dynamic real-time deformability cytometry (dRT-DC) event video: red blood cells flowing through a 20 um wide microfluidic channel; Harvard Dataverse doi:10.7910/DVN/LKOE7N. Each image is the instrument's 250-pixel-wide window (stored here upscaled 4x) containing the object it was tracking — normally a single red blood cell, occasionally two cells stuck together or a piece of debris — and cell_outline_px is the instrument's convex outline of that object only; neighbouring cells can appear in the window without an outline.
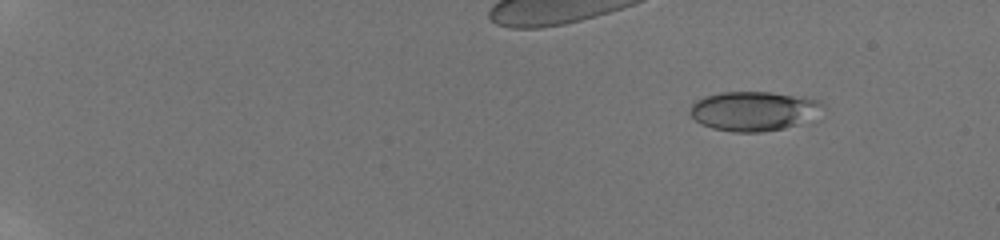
{"species": "human", "species_latin": "Homo sapiens", "temperature_condition": "room temperature", "stored_images_in_passage": 35, "camera_frame_rate_fps": 3000, "um_per_image_px": 0.085, "donor": {"sex": "male"}, "frame": {"image": 1, "passage_image": 10, "time_ms": 2.333, "image_size_px": [1000, 240], "cell_outline_px": [[828, 108], [820, 120], [784, 128], [760, 132], [732, 132], [712, 128], [700, 124], [688, 112], [692, 104], [696, 100], [704, 96], [720, 92], [772, 92], [804, 96], [820, 100]], "centroid_in_image_um": [64.23, 9.44], "position_along_channel_um": 20.8, "area_um2": 31.79}}
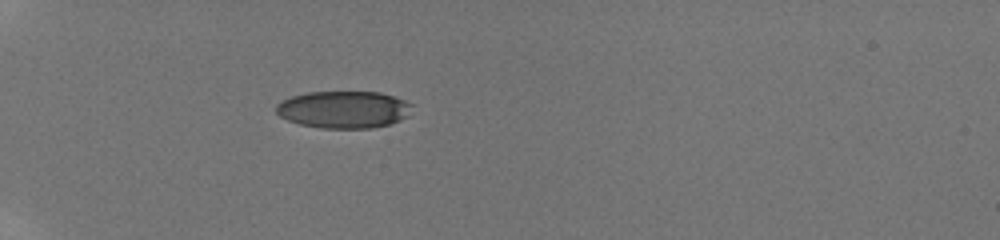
{"frame": {"image": 2, "passage_image": 27, "time_ms": 6.667, "image_size_px": [1000, 240], "cell_outline_px": [[412, 104], [408, 116], [400, 120], [388, 124], [372, 128], [324, 128], [300, 124], [288, 120], [280, 116], [276, 112], [276, 104], [280, 100], [292, 96], [308, 92], [380, 92], [404, 100]], "centroid_in_image_um": [29.19, 9.3], "position_along_channel_um": 55.8, "area_um2": 29.36}}
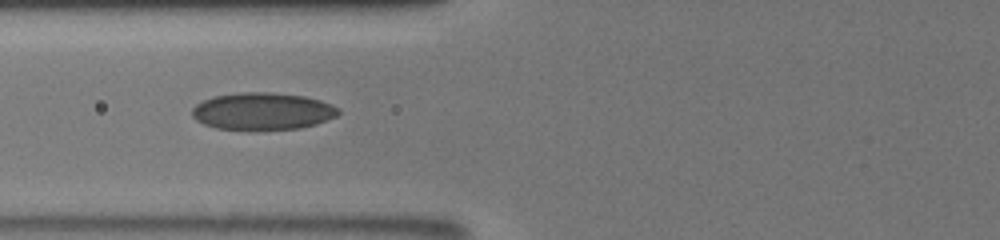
{"frame": {"image": 3, "passage_image": 34, "time_ms": 8.667, "image_size_px": [1000, 240], "cell_outline_px": [[340, 112], [336, 116], [316, 124], [300, 128], [256, 132], [248, 132], [216, 128], [204, 124], [196, 120], [192, 116], [192, 108], [196, 104], [212, 96], [240, 92], [268, 92], [304, 96], [320, 100], [332, 104], [340, 108]], "centroid_in_image_um": [22.3, 9.49], "position_along_channel_um": 103.5, "area_um2": 32.6}}